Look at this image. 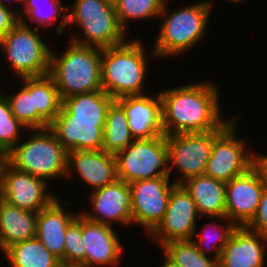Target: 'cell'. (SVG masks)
Instances as JSON below:
<instances>
[{
    "label": "cell",
    "mask_w": 267,
    "mask_h": 267,
    "mask_svg": "<svg viewBox=\"0 0 267 267\" xmlns=\"http://www.w3.org/2000/svg\"><path fill=\"white\" fill-rule=\"evenodd\" d=\"M9 1H10V6H9V4H8ZM11 1H12V3H13V0H8V3H7L6 0H5V1H4V0H0V4L3 5V6H5V7H8V6H9V8L13 9V6H11ZM15 1H17V2H19V3L22 2L23 5H24V3H25L26 0H14V2H15ZM7 4H8V5H7Z\"/></svg>",
    "instance_id": "cell-40"
},
{
    "label": "cell",
    "mask_w": 267,
    "mask_h": 267,
    "mask_svg": "<svg viewBox=\"0 0 267 267\" xmlns=\"http://www.w3.org/2000/svg\"><path fill=\"white\" fill-rule=\"evenodd\" d=\"M4 160V156L0 153V166H1V163L3 162Z\"/></svg>",
    "instance_id": "cell-42"
},
{
    "label": "cell",
    "mask_w": 267,
    "mask_h": 267,
    "mask_svg": "<svg viewBox=\"0 0 267 267\" xmlns=\"http://www.w3.org/2000/svg\"><path fill=\"white\" fill-rule=\"evenodd\" d=\"M199 213L190 194L181 184H176L170 193L163 220L149 234L159 246L176 240H191L197 230Z\"/></svg>",
    "instance_id": "cell-13"
},
{
    "label": "cell",
    "mask_w": 267,
    "mask_h": 267,
    "mask_svg": "<svg viewBox=\"0 0 267 267\" xmlns=\"http://www.w3.org/2000/svg\"><path fill=\"white\" fill-rule=\"evenodd\" d=\"M68 6L67 24L77 25L83 34L74 35L70 41L78 45L107 48L127 41L125 30L121 27L114 8L108 0H75L72 8Z\"/></svg>",
    "instance_id": "cell-6"
},
{
    "label": "cell",
    "mask_w": 267,
    "mask_h": 267,
    "mask_svg": "<svg viewBox=\"0 0 267 267\" xmlns=\"http://www.w3.org/2000/svg\"><path fill=\"white\" fill-rule=\"evenodd\" d=\"M75 172L92 191L112 184L118 179L115 154L103 150L68 151L66 178Z\"/></svg>",
    "instance_id": "cell-18"
},
{
    "label": "cell",
    "mask_w": 267,
    "mask_h": 267,
    "mask_svg": "<svg viewBox=\"0 0 267 267\" xmlns=\"http://www.w3.org/2000/svg\"><path fill=\"white\" fill-rule=\"evenodd\" d=\"M17 12V13H16ZM19 11L0 4V38L6 35L20 20Z\"/></svg>",
    "instance_id": "cell-36"
},
{
    "label": "cell",
    "mask_w": 267,
    "mask_h": 267,
    "mask_svg": "<svg viewBox=\"0 0 267 267\" xmlns=\"http://www.w3.org/2000/svg\"><path fill=\"white\" fill-rule=\"evenodd\" d=\"M22 86L33 94L34 129L49 127L62 108V98L49 75L19 79ZM22 80V82H21Z\"/></svg>",
    "instance_id": "cell-23"
},
{
    "label": "cell",
    "mask_w": 267,
    "mask_h": 267,
    "mask_svg": "<svg viewBox=\"0 0 267 267\" xmlns=\"http://www.w3.org/2000/svg\"><path fill=\"white\" fill-rule=\"evenodd\" d=\"M227 1H230V3H232V4H240V3H242L244 0H227Z\"/></svg>",
    "instance_id": "cell-41"
},
{
    "label": "cell",
    "mask_w": 267,
    "mask_h": 267,
    "mask_svg": "<svg viewBox=\"0 0 267 267\" xmlns=\"http://www.w3.org/2000/svg\"><path fill=\"white\" fill-rule=\"evenodd\" d=\"M56 267H84L80 263H68V262H62L60 261Z\"/></svg>",
    "instance_id": "cell-39"
},
{
    "label": "cell",
    "mask_w": 267,
    "mask_h": 267,
    "mask_svg": "<svg viewBox=\"0 0 267 267\" xmlns=\"http://www.w3.org/2000/svg\"><path fill=\"white\" fill-rule=\"evenodd\" d=\"M226 222H227L226 225H224V222L220 223V224L216 223V221L213 222L212 224L210 222V223H207V225H206V227L207 226L209 228L211 227L210 230H209V228L204 227V228H202L204 230H202L201 232L197 233V230L195 231L193 238H192V241L195 243L197 249L203 255L208 256L210 253L206 254L207 252H209V251L212 253L214 252L215 254L213 253L212 255H214V256H212V257L219 261L220 254H221V251L223 250V247L227 243L233 230L237 227L230 220H227ZM210 225H212V226H210ZM196 235H197V237H196ZM195 237L197 239H195Z\"/></svg>",
    "instance_id": "cell-31"
},
{
    "label": "cell",
    "mask_w": 267,
    "mask_h": 267,
    "mask_svg": "<svg viewBox=\"0 0 267 267\" xmlns=\"http://www.w3.org/2000/svg\"><path fill=\"white\" fill-rule=\"evenodd\" d=\"M89 194L91 213L90 211L80 212L88 220L111 226L118 223L123 224L124 227L132 226L129 183L117 179L114 183L91 191Z\"/></svg>",
    "instance_id": "cell-15"
},
{
    "label": "cell",
    "mask_w": 267,
    "mask_h": 267,
    "mask_svg": "<svg viewBox=\"0 0 267 267\" xmlns=\"http://www.w3.org/2000/svg\"><path fill=\"white\" fill-rule=\"evenodd\" d=\"M238 116L215 140L204 174L227 183L253 166V151L239 138ZM238 137V138H237Z\"/></svg>",
    "instance_id": "cell-10"
},
{
    "label": "cell",
    "mask_w": 267,
    "mask_h": 267,
    "mask_svg": "<svg viewBox=\"0 0 267 267\" xmlns=\"http://www.w3.org/2000/svg\"><path fill=\"white\" fill-rule=\"evenodd\" d=\"M170 177L138 180L129 183L132 224L150 234L163 220L172 188Z\"/></svg>",
    "instance_id": "cell-12"
},
{
    "label": "cell",
    "mask_w": 267,
    "mask_h": 267,
    "mask_svg": "<svg viewBox=\"0 0 267 267\" xmlns=\"http://www.w3.org/2000/svg\"><path fill=\"white\" fill-rule=\"evenodd\" d=\"M238 117H231L217 130L208 132H194L166 135L168 146L169 177L172 168H176L179 175L175 184H182L185 180L204 174L206 164L210 158L214 140ZM170 164L173 166H170Z\"/></svg>",
    "instance_id": "cell-9"
},
{
    "label": "cell",
    "mask_w": 267,
    "mask_h": 267,
    "mask_svg": "<svg viewBox=\"0 0 267 267\" xmlns=\"http://www.w3.org/2000/svg\"><path fill=\"white\" fill-rule=\"evenodd\" d=\"M144 45L140 38H135L102 49L101 85L114 100L145 94L143 90H146L144 84L149 65Z\"/></svg>",
    "instance_id": "cell-3"
},
{
    "label": "cell",
    "mask_w": 267,
    "mask_h": 267,
    "mask_svg": "<svg viewBox=\"0 0 267 267\" xmlns=\"http://www.w3.org/2000/svg\"><path fill=\"white\" fill-rule=\"evenodd\" d=\"M104 125L105 121L73 120V117L61 108L49 128L67 152L99 151L102 150Z\"/></svg>",
    "instance_id": "cell-19"
},
{
    "label": "cell",
    "mask_w": 267,
    "mask_h": 267,
    "mask_svg": "<svg viewBox=\"0 0 267 267\" xmlns=\"http://www.w3.org/2000/svg\"><path fill=\"white\" fill-rule=\"evenodd\" d=\"M3 254L11 267H56L60 262L37 237L16 243Z\"/></svg>",
    "instance_id": "cell-26"
},
{
    "label": "cell",
    "mask_w": 267,
    "mask_h": 267,
    "mask_svg": "<svg viewBox=\"0 0 267 267\" xmlns=\"http://www.w3.org/2000/svg\"><path fill=\"white\" fill-rule=\"evenodd\" d=\"M249 230L267 237V188L265 187L259 202L257 212L246 226Z\"/></svg>",
    "instance_id": "cell-35"
},
{
    "label": "cell",
    "mask_w": 267,
    "mask_h": 267,
    "mask_svg": "<svg viewBox=\"0 0 267 267\" xmlns=\"http://www.w3.org/2000/svg\"><path fill=\"white\" fill-rule=\"evenodd\" d=\"M114 227L88 220L82 215V237L86 246L85 267H117L124 247Z\"/></svg>",
    "instance_id": "cell-16"
},
{
    "label": "cell",
    "mask_w": 267,
    "mask_h": 267,
    "mask_svg": "<svg viewBox=\"0 0 267 267\" xmlns=\"http://www.w3.org/2000/svg\"><path fill=\"white\" fill-rule=\"evenodd\" d=\"M161 250L171 261L181 267H219L218 260L203 255L192 239L168 242L161 247Z\"/></svg>",
    "instance_id": "cell-29"
},
{
    "label": "cell",
    "mask_w": 267,
    "mask_h": 267,
    "mask_svg": "<svg viewBox=\"0 0 267 267\" xmlns=\"http://www.w3.org/2000/svg\"><path fill=\"white\" fill-rule=\"evenodd\" d=\"M117 178L126 183L169 177L166 135L134 139L115 154Z\"/></svg>",
    "instance_id": "cell-8"
},
{
    "label": "cell",
    "mask_w": 267,
    "mask_h": 267,
    "mask_svg": "<svg viewBox=\"0 0 267 267\" xmlns=\"http://www.w3.org/2000/svg\"><path fill=\"white\" fill-rule=\"evenodd\" d=\"M165 0H115L114 8L121 27L128 33L129 21L158 19ZM158 17V18H157Z\"/></svg>",
    "instance_id": "cell-30"
},
{
    "label": "cell",
    "mask_w": 267,
    "mask_h": 267,
    "mask_svg": "<svg viewBox=\"0 0 267 267\" xmlns=\"http://www.w3.org/2000/svg\"><path fill=\"white\" fill-rule=\"evenodd\" d=\"M266 244L267 237L246 226L236 227L221 251L219 267H264Z\"/></svg>",
    "instance_id": "cell-20"
},
{
    "label": "cell",
    "mask_w": 267,
    "mask_h": 267,
    "mask_svg": "<svg viewBox=\"0 0 267 267\" xmlns=\"http://www.w3.org/2000/svg\"><path fill=\"white\" fill-rule=\"evenodd\" d=\"M225 184V216L237 227H245L257 212L265 185L253 166Z\"/></svg>",
    "instance_id": "cell-14"
},
{
    "label": "cell",
    "mask_w": 267,
    "mask_h": 267,
    "mask_svg": "<svg viewBox=\"0 0 267 267\" xmlns=\"http://www.w3.org/2000/svg\"><path fill=\"white\" fill-rule=\"evenodd\" d=\"M165 0L160 13L161 25L151 54L155 59L187 53L204 38L214 5L202 0L182 9L169 11Z\"/></svg>",
    "instance_id": "cell-2"
},
{
    "label": "cell",
    "mask_w": 267,
    "mask_h": 267,
    "mask_svg": "<svg viewBox=\"0 0 267 267\" xmlns=\"http://www.w3.org/2000/svg\"><path fill=\"white\" fill-rule=\"evenodd\" d=\"M219 90L216 84L205 81L159 91L164 134L220 129L228 119L221 113Z\"/></svg>",
    "instance_id": "cell-1"
},
{
    "label": "cell",
    "mask_w": 267,
    "mask_h": 267,
    "mask_svg": "<svg viewBox=\"0 0 267 267\" xmlns=\"http://www.w3.org/2000/svg\"><path fill=\"white\" fill-rule=\"evenodd\" d=\"M164 259L161 267H181L180 265L175 264L171 261L165 254H163Z\"/></svg>",
    "instance_id": "cell-38"
},
{
    "label": "cell",
    "mask_w": 267,
    "mask_h": 267,
    "mask_svg": "<svg viewBox=\"0 0 267 267\" xmlns=\"http://www.w3.org/2000/svg\"><path fill=\"white\" fill-rule=\"evenodd\" d=\"M37 212L12 206L0 200V251L36 237Z\"/></svg>",
    "instance_id": "cell-24"
},
{
    "label": "cell",
    "mask_w": 267,
    "mask_h": 267,
    "mask_svg": "<svg viewBox=\"0 0 267 267\" xmlns=\"http://www.w3.org/2000/svg\"><path fill=\"white\" fill-rule=\"evenodd\" d=\"M134 138L128 126L127 115L123 107L114 100L107 109L103 129L102 150L116 154L127 148Z\"/></svg>",
    "instance_id": "cell-27"
},
{
    "label": "cell",
    "mask_w": 267,
    "mask_h": 267,
    "mask_svg": "<svg viewBox=\"0 0 267 267\" xmlns=\"http://www.w3.org/2000/svg\"><path fill=\"white\" fill-rule=\"evenodd\" d=\"M17 91L12 94L2 93L10 104L13 116L27 129H34L33 94H30L23 86Z\"/></svg>",
    "instance_id": "cell-34"
},
{
    "label": "cell",
    "mask_w": 267,
    "mask_h": 267,
    "mask_svg": "<svg viewBox=\"0 0 267 267\" xmlns=\"http://www.w3.org/2000/svg\"><path fill=\"white\" fill-rule=\"evenodd\" d=\"M49 184L50 182L12 167L5 159L1 163L0 196L12 206L38 213L57 198L48 190Z\"/></svg>",
    "instance_id": "cell-11"
},
{
    "label": "cell",
    "mask_w": 267,
    "mask_h": 267,
    "mask_svg": "<svg viewBox=\"0 0 267 267\" xmlns=\"http://www.w3.org/2000/svg\"><path fill=\"white\" fill-rule=\"evenodd\" d=\"M114 99L103 90L65 98L62 108L73 120L105 121L106 112Z\"/></svg>",
    "instance_id": "cell-25"
},
{
    "label": "cell",
    "mask_w": 267,
    "mask_h": 267,
    "mask_svg": "<svg viewBox=\"0 0 267 267\" xmlns=\"http://www.w3.org/2000/svg\"><path fill=\"white\" fill-rule=\"evenodd\" d=\"M27 131H31L32 134L26 136L23 142L24 139L21 138L4 159L12 167L43 179L47 183L56 178L66 179L68 152L52 130L47 127L27 129Z\"/></svg>",
    "instance_id": "cell-5"
},
{
    "label": "cell",
    "mask_w": 267,
    "mask_h": 267,
    "mask_svg": "<svg viewBox=\"0 0 267 267\" xmlns=\"http://www.w3.org/2000/svg\"><path fill=\"white\" fill-rule=\"evenodd\" d=\"M86 246L82 237V214L69 224L65 233V251L62 262L80 263L85 267Z\"/></svg>",
    "instance_id": "cell-33"
},
{
    "label": "cell",
    "mask_w": 267,
    "mask_h": 267,
    "mask_svg": "<svg viewBox=\"0 0 267 267\" xmlns=\"http://www.w3.org/2000/svg\"><path fill=\"white\" fill-rule=\"evenodd\" d=\"M57 197L48 207L38 212L36 219V237L45 248L60 261L64 259L65 233L69 224L78 213L67 212L65 209L71 204Z\"/></svg>",
    "instance_id": "cell-21"
},
{
    "label": "cell",
    "mask_w": 267,
    "mask_h": 267,
    "mask_svg": "<svg viewBox=\"0 0 267 267\" xmlns=\"http://www.w3.org/2000/svg\"><path fill=\"white\" fill-rule=\"evenodd\" d=\"M40 1H44V3ZM46 6L50 9V11L46 12L45 10H43L46 9ZM21 8H23V11L21 13H18L20 21L28 18L30 22L36 23L37 29H43L44 31V29H47L46 27L49 28L51 25H56V23H58V20L60 19V25L56 26L55 29L56 34L60 35L66 30L65 28L68 25L66 14L68 11V6H64L62 4V0H26L23 7Z\"/></svg>",
    "instance_id": "cell-28"
},
{
    "label": "cell",
    "mask_w": 267,
    "mask_h": 267,
    "mask_svg": "<svg viewBox=\"0 0 267 267\" xmlns=\"http://www.w3.org/2000/svg\"><path fill=\"white\" fill-rule=\"evenodd\" d=\"M181 185L194 200L200 218H212V222L216 217L220 220L219 223L222 220H229L225 216L226 184L224 182L202 174L185 180Z\"/></svg>",
    "instance_id": "cell-22"
},
{
    "label": "cell",
    "mask_w": 267,
    "mask_h": 267,
    "mask_svg": "<svg viewBox=\"0 0 267 267\" xmlns=\"http://www.w3.org/2000/svg\"><path fill=\"white\" fill-rule=\"evenodd\" d=\"M62 54L51 51L49 76L62 101L65 98L103 90L101 85L102 49L69 42Z\"/></svg>",
    "instance_id": "cell-4"
},
{
    "label": "cell",
    "mask_w": 267,
    "mask_h": 267,
    "mask_svg": "<svg viewBox=\"0 0 267 267\" xmlns=\"http://www.w3.org/2000/svg\"><path fill=\"white\" fill-rule=\"evenodd\" d=\"M19 21L0 38V48L7 55V64L18 78L40 77L49 74L52 48L40 36V29Z\"/></svg>",
    "instance_id": "cell-7"
},
{
    "label": "cell",
    "mask_w": 267,
    "mask_h": 267,
    "mask_svg": "<svg viewBox=\"0 0 267 267\" xmlns=\"http://www.w3.org/2000/svg\"><path fill=\"white\" fill-rule=\"evenodd\" d=\"M23 129L22 131H20ZM27 128L11 112L10 104L0 90V153L7 155L21 140L20 135Z\"/></svg>",
    "instance_id": "cell-32"
},
{
    "label": "cell",
    "mask_w": 267,
    "mask_h": 267,
    "mask_svg": "<svg viewBox=\"0 0 267 267\" xmlns=\"http://www.w3.org/2000/svg\"><path fill=\"white\" fill-rule=\"evenodd\" d=\"M116 101L126 112L128 126L134 139H149L164 134L159 92L153 96L147 92L123 96Z\"/></svg>",
    "instance_id": "cell-17"
},
{
    "label": "cell",
    "mask_w": 267,
    "mask_h": 267,
    "mask_svg": "<svg viewBox=\"0 0 267 267\" xmlns=\"http://www.w3.org/2000/svg\"><path fill=\"white\" fill-rule=\"evenodd\" d=\"M253 167L258 171L262 182L267 188V154H258L253 150Z\"/></svg>",
    "instance_id": "cell-37"
}]
</instances>
